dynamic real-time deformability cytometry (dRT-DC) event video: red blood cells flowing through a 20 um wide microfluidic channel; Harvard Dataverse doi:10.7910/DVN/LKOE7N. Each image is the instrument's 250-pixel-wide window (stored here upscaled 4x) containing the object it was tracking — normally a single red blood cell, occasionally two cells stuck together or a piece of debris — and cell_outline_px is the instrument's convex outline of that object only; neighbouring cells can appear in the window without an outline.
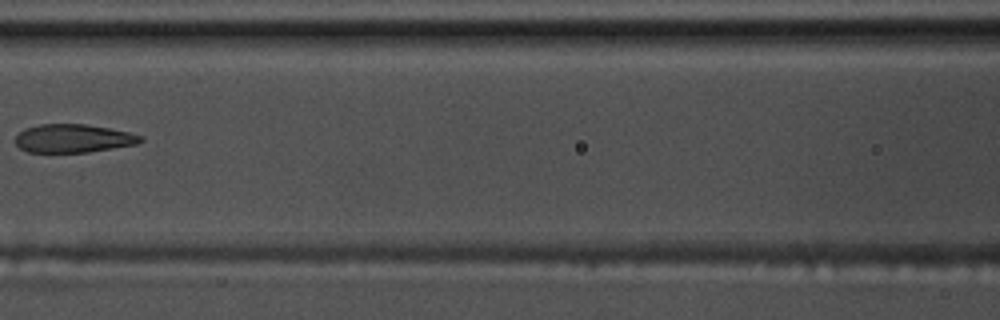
{"species": "common noctule bat (a hibernating species)", "species_latin": "Nyctalus noctula", "temperature_condition": "warm", "stored_images_in_passage": 8, "camera_frame_rate_fps": 3000, "um_per_image_px": 0.085, "animal": {"sex": "male", "body_mass_g": 17.5, "forearm_length_mm": 52.3}, "frame": {"image": 1, "passage_image": 7, "time_ms": 2.0, "image_size_px": [1000, 320], "cell_outline_px": [[144, 140], [136, 144], [88, 152], [28, 152], [20, 148], [16, 144], [16, 136], [24, 128], [40, 124], [84, 124], [108, 128], [128, 132], [144, 136]], "centroid_in_image_um": [6.22, 11.76], "position_along_channel_um": 160.4, "area_um2": 20.58}}
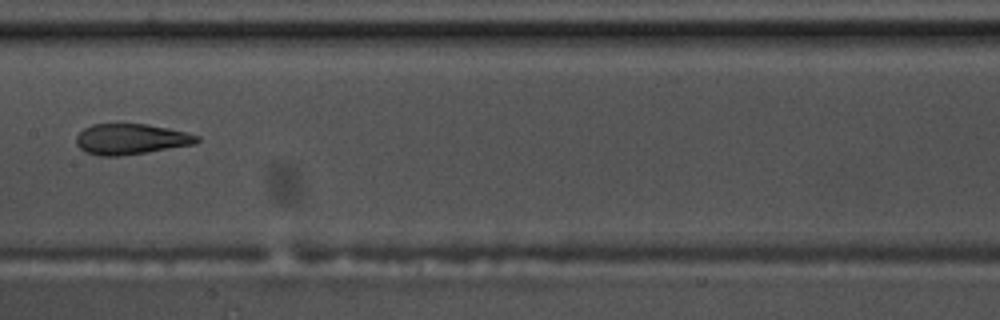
{"frame": {"image": 2, "passage_image": 8, "time_ms": 2.333, "image_size_px": [1000, 320], "cell_outline_px": [[200, 140], [196, 144], [120, 156], [100, 156], [88, 152], [80, 148], [76, 144], [76, 136], [84, 128], [92, 124], [148, 124], [168, 128], [200, 136]], "centroid_in_image_um": [11.13, 11.82], "position_along_channel_um": 196.3, "area_um2": 21.44}}